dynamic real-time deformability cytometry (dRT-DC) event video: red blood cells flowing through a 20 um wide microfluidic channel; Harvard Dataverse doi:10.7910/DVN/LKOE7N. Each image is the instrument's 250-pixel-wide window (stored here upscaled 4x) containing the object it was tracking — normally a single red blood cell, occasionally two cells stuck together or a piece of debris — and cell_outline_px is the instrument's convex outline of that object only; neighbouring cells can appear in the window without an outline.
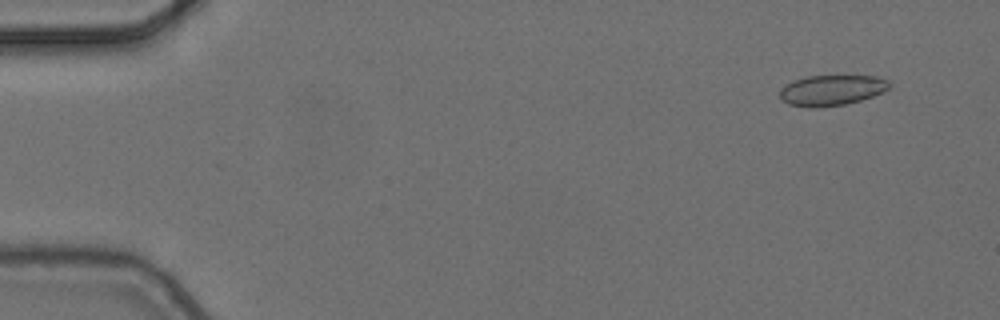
{"species": "common noctule bat (a hibernating species)", "species_latin": "Nyctalus noctula", "temperature_condition": "cold", "stored_images_in_passage": 4, "camera_frame_rate_fps": 3000, "um_per_image_px": 0.085, "animal": {"sex": "female", "body_mass_g": 24.6, "forearm_length_mm": 56.2}, "frame": {"image": 1, "passage_image": 1, "time_ms": 0.0, "image_size_px": [1000, 320], "cell_outline_px": [[892, 84], [888, 88], [872, 96], [860, 100], [844, 104], [816, 108], [808, 108], [788, 104], [780, 100], [780, 88], [792, 80], [804, 76], [876, 76], [888, 80]], "centroid_in_image_um": [70.63, 7.67], "position_along_channel_um": 14.4, "area_um2": 19.59}}
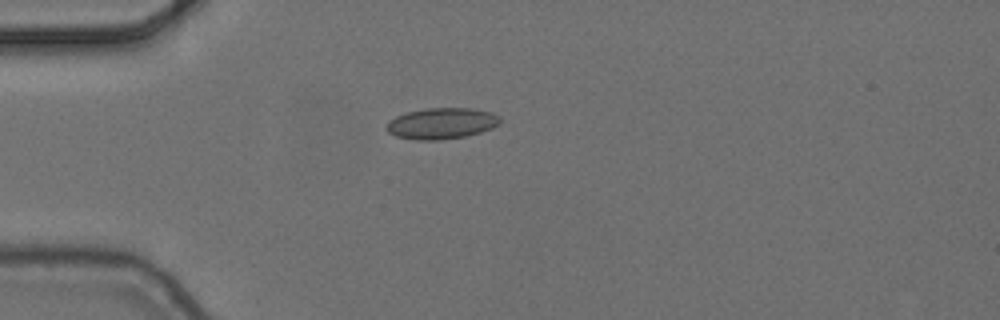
{"frame": {"image": 2, "passage_image": 4, "time_ms": 1.0, "image_size_px": [1000, 320], "cell_outline_px": [[500, 124], [492, 128], [480, 132], [464, 136], [440, 140], [416, 140], [396, 136], [388, 132], [384, 128], [388, 120], [396, 116], [408, 112], [428, 108], [472, 108], [492, 112], [500, 116]], "centroid_in_image_um": [37.53, 10.49], "position_along_channel_um": 47.5, "area_um2": 20.69}}